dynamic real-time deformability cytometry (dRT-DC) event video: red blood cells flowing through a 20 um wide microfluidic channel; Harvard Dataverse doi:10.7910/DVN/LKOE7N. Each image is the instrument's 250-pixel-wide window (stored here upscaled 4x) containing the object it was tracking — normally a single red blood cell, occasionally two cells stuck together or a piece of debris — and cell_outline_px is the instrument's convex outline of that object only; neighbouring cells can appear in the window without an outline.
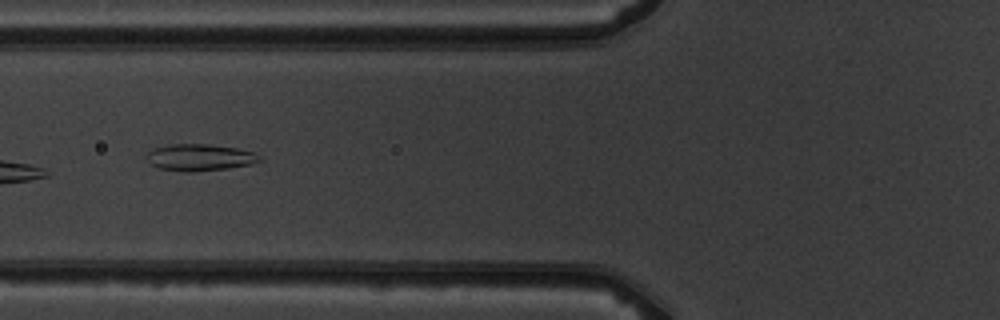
{"species": "common noctule bat (a hibernating species)", "species_latin": "Nyctalus noctula", "temperature_condition": "warm", "stored_images_in_passage": 5, "camera_frame_rate_fps": 3000, "um_per_image_px": 0.085, "animal": {"sex": "male", "body_mass_g": 19.5, "forearm_length_mm": 54.6}, "frame": {"image": 1, "passage_image": 5, "time_ms": 5.667, "image_size_px": [1000, 320], "cell_outline_px": [[264, 160], [252, 164], [228, 168], [192, 172], [184, 172], [160, 168], [148, 164], [144, 156], [152, 148], [168, 144], [208, 144], [236, 148], [252, 152], [260, 156]], "centroid_in_image_um": [16.92, 13.38], "position_along_channel_um": 108.9, "area_um2": 17.86}}